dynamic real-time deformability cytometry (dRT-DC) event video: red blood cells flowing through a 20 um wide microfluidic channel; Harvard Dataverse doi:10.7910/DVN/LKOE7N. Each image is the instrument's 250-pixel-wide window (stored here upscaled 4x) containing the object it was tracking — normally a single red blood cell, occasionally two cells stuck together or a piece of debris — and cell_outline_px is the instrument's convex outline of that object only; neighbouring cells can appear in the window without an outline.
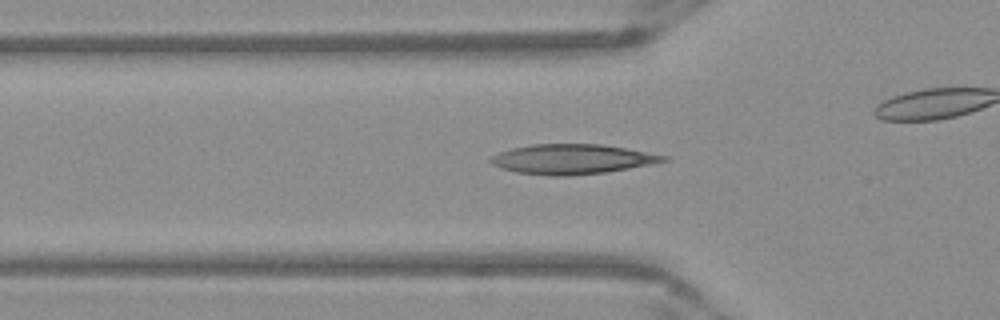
{"species": "Egyptian fruit bat (a non-hibernating species)", "species_latin": "Rousettus aegyptiacus", "temperature_condition": "warm", "stored_images_in_passage": 33, "camera_frame_rate_fps": 3000, "um_per_image_px": 0.085, "frame": {"image": 1, "passage_image": 8, "time_ms": 2.333, "image_size_px": [1000, 320], "cell_outline_px": [[668, 160], [628, 168], [604, 172], [568, 176], [552, 176], [516, 172], [492, 164], [488, 160], [488, 156], [512, 148], [532, 144], [600, 144], [624, 148], [668, 156]], "centroid_in_image_um": [48.56, 13.52], "position_along_channel_um": 77.2, "area_um2": 29.71}}
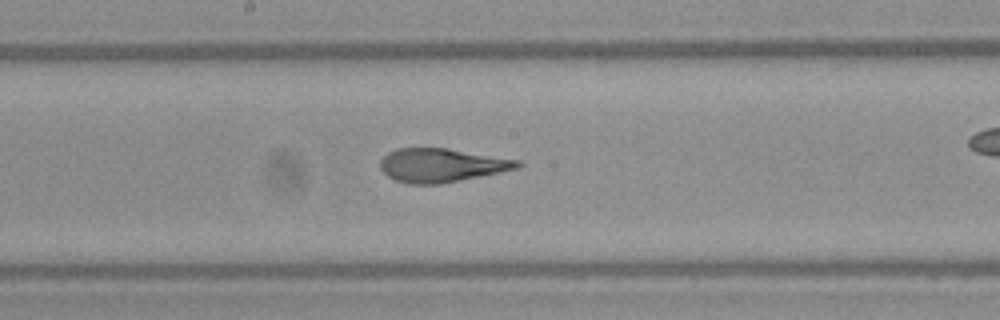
{"frame": {"image": 2, "passage_image": 18, "time_ms": 5.667, "image_size_px": [1000, 320], "cell_outline_px": [[524, 164], [520, 168], [440, 184], [408, 184], [396, 180], [388, 176], [380, 168], [380, 160], [388, 152], [396, 148], [448, 148], [520, 160]], "centroid_in_image_um": [37.55, 14.04], "position_along_channel_um": 210.7, "area_um2": 26.99}}
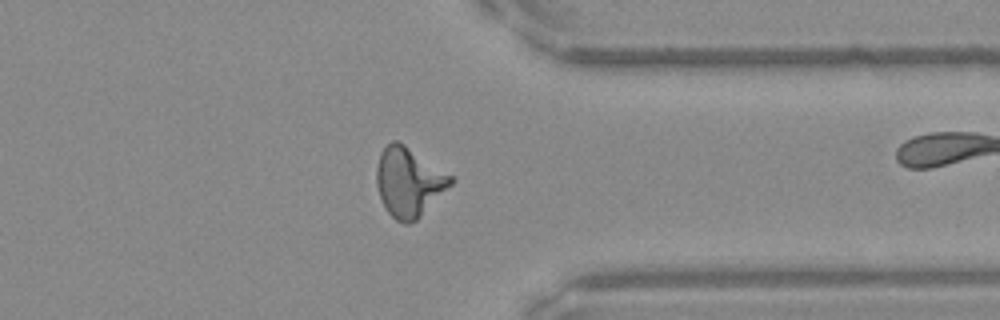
{"frame": {"image": 3, "passage_image": 31, "time_ms": 10.0, "image_size_px": [1000, 320], "cell_outline_px": [[456, 180], [416, 220], [408, 224], [404, 224], [396, 220], [388, 212], [380, 196], [376, 184], [376, 168], [380, 152], [392, 140], [396, 140], [404, 144], [456, 176]], "centroid_in_image_um": [34.78, 15.44], "position_along_channel_um": 376.6, "area_um2": 30.06}}